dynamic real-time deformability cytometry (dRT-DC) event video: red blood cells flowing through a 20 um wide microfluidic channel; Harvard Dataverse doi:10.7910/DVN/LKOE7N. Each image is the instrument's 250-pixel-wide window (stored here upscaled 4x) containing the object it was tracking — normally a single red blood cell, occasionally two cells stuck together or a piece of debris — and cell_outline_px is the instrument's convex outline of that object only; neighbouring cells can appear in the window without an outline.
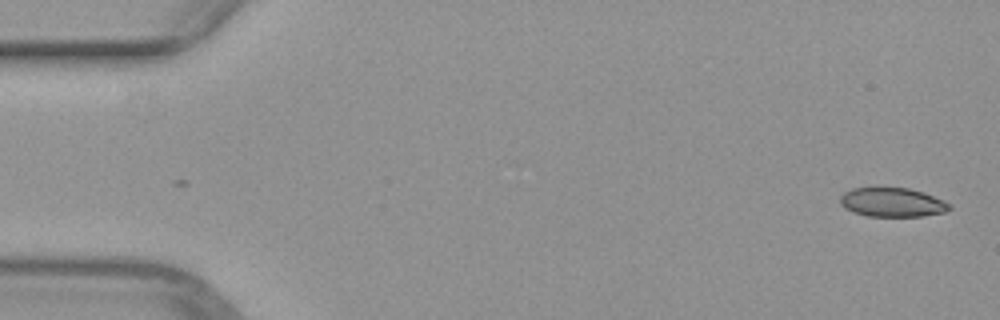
{"species": "common noctule bat (a hibernating species)", "species_latin": "Nyctalus noctula", "temperature_condition": "warm", "stored_images_in_passage": 50, "camera_frame_rate_fps": 3000, "um_per_image_px": 0.085, "animal": {"sex": "female", "body_mass_g": 29.2, "forearm_length_mm": 56.3}, "frame": {"image": 1, "passage_image": 1, "time_ms": 0.0, "image_size_px": [1000, 320], "cell_outline_px": [[952, 208], [944, 212], [924, 216], [868, 216], [852, 212], [844, 208], [840, 204], [840, 196], [844, 192], [852, 188], [876, 184], [908, 188], [924, 192], [944, 200], [952, 204]], "centroid_in_image_um": [75.81, 17.14], "position_along_channel_um": 9.2, "area_um2": 19.48}}
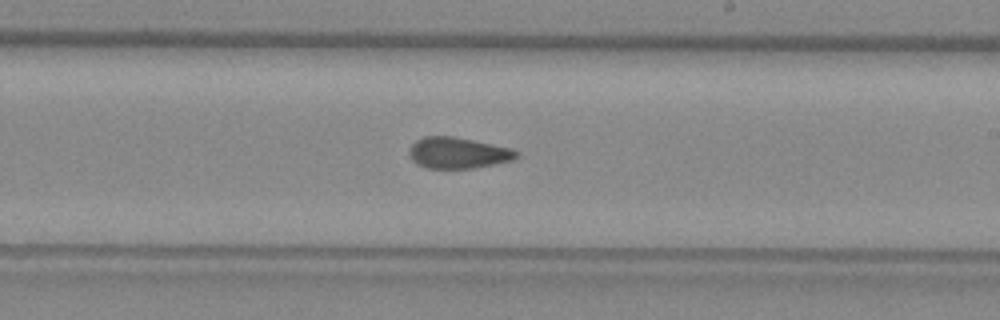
{"frame": {"image": 2, "passage_image": 29, "time_ms": 9.333, "image_size_px": [1000, 320], "cell_outline_px": [[520, 156], [512, 160], [472, 168], [428, 168], [416, 164], [412, 160], [408, 152], [408, 148], [416, 140], [424, 136], [452, 136], [512, 148], [520, 152]], "centroid_in_image_um": [38.91, 12.99], "position_along_channel_um": 250.1, "area_um2": 19.48}}
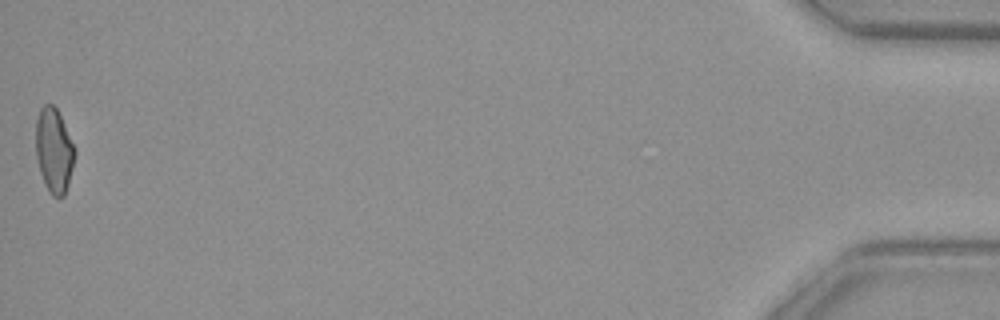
{"frame": {"image": 3, "passage_image": 50, "time_ms": 16.333, "image_size_px": [1000, 320], "cell_outline_px": [[76, 152], [68, 184], [64, 196], [52, 196], [48, 192], [44, 184], [40, 172], [36, 156], [36, 120], [40, 108], [44, 104], [52, 104], [56, 108], [76, 148]], "centroid_in_image_um": [4.58, 12.79], "position_along_channel_um": 430.6, "area_um2": 19.19}}